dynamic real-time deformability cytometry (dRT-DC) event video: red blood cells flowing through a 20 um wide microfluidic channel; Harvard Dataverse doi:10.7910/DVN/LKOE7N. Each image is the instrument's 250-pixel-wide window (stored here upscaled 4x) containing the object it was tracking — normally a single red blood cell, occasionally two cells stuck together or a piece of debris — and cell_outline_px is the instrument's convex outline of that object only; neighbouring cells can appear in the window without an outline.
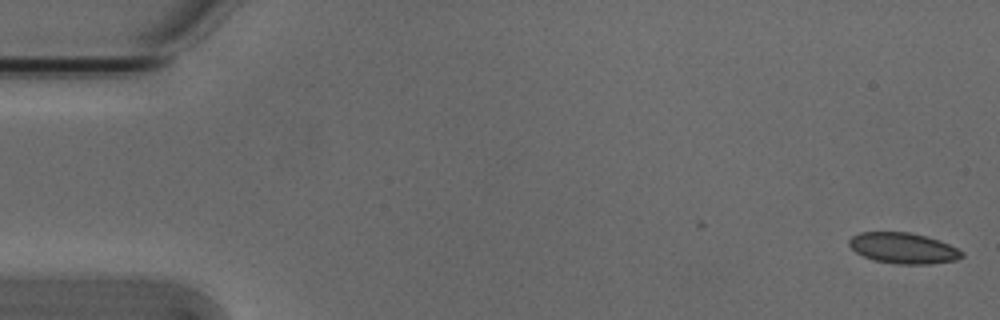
{"species": "Egyptian fruit bat (a non-hibernating species)", "species_latin": "Rousettus aegyptiacus", "temperature_condition": "cold", "stored_images_in_passage": 15, "camera_frame_rate_fps": 3000, "um_per_image_px": 0.085, "animal": {"sex": "male"}, "frame": {"image": 1, "passage_image": 1, "time_ms": 0.0, "image_size_px": [1000, 320], "cell_outline_px": [[964, 256], [956, 260], [928, 264], [896, 264], [872, 260], [856, 252], [848, 244], [848, 240], [852, 236], [860, 232], [908, 232], [940, 240], [964, 252]], "centroid_in_image_um": [76.77, 21.09], "position_along_channel_um": 8.2, "area_um2": 20.23}}
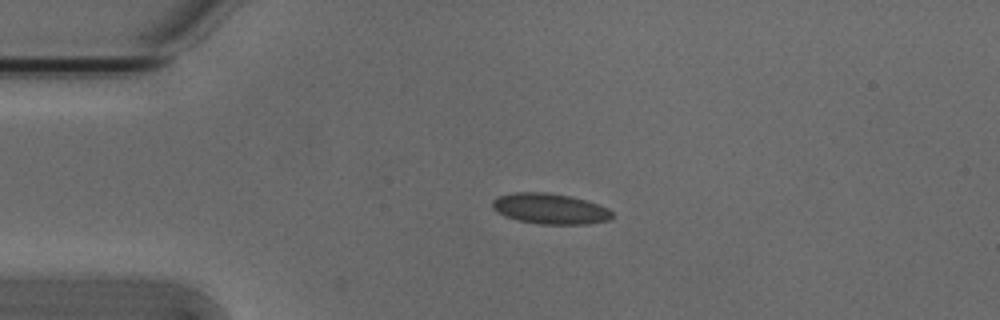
{"frame": {"image": 2, "passage_image": 12, "time_ms": 3.667, "image_size_px": [1000, 320], "cell_outline_px": [[612, 216], [608, 220], [588, 224], [540, 224], [520, 220], [504, 216], [496, 212], [492, 208], [492, 200], [496, 196], [516, 192], [544, 192], [568, 196], [584, 200], [608, 208], [612, 212]], "centroid_in_image_um": [46.7, 17.74], "position_along_channel_um": 38.3, "area_um2": 21.21}}